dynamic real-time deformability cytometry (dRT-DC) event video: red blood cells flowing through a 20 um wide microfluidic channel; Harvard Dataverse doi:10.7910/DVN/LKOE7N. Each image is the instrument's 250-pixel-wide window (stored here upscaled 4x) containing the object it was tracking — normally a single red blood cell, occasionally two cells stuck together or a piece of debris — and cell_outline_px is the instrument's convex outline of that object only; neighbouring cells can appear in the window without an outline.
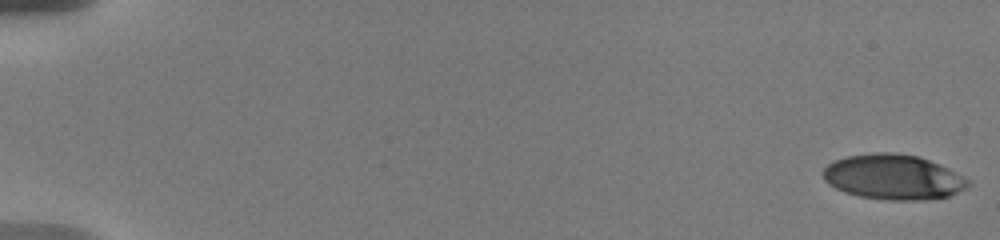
{"species": "human", "species_latin": "Homo sapiens", "temperature_condition": "warm", "stored_images_in_passage": 52, "camera_frame_rate_fps": 3000, "um_per_image_px": 0.085, "donor": {"sex": "male"}, "frame": {"image": 1, "passage_image": 1, "time_ms": 0.0, "image_size_px": [1000, 240], "cell_outline_px": [[972, 184], [948, 196], [920, 200], [888, 200], [860, 196], [844, 192], [828, 184], [824, 180], [824, 168], [828, 164], [836, 160], [848, 156], [876, 152], [896, 152], [916, 156], [928, 160], [972, 180]], "centroid_in_image_um": [75.92, 15.05], "position_along_channel_um": 9.1, "area_um2": 37.74}}
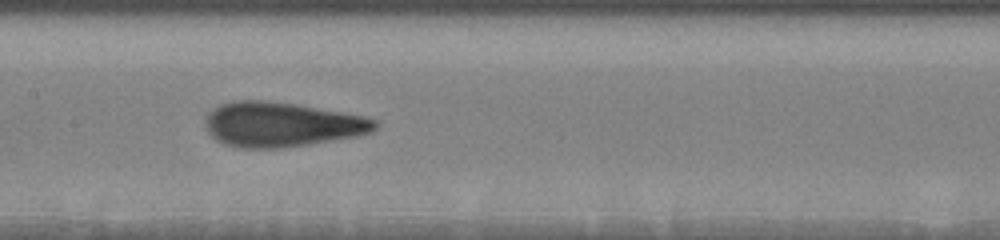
{"frame": {"image": 2, "passage_image": 28, "time_ms": 9.667, "image_size_px": [1000, 240], "cell_outline_px": [[380, 124], [372, 132], [356, 136], [308, 144], [280, 148], [240, 148], [224, 144], [216, 140], [208, 132], [204, 124], [208, 112], [220, 104], [236, 100], [264, 100], [296, 104], [364, 116], [376, 120]], "centroid_in_image_um": [23.91, 10.58], "position_along_channel_um": 183.5, "area_um2": 44.22}}
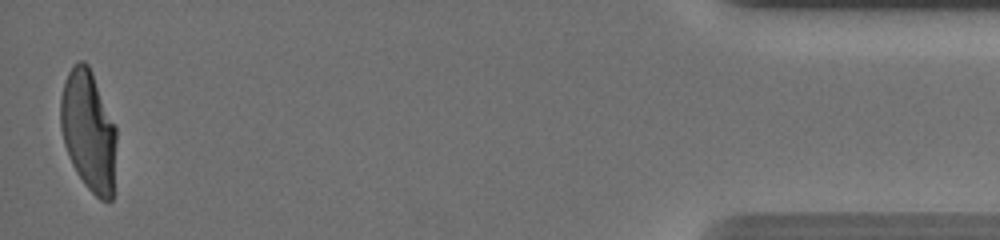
{"frame": {"image": 3, "passage_image": 52, "time_ms": 18.333, "image_size_px": [1000, 240], "cell_outline_px": [[116, 140], [112, 200], [100, 200], [84, 184], [76, 172], [72, 164], [64, 144], [60, 128], [60, 100], [64, 84], [68, 72], [72, 64], [80, 60], [84, 60], [88, 64], [92, 72], [116, 128]], "centroid_in_image_um": [7.51, 11.11], "position_along_channel_um": 427.7, "area_um2": 39.13}, "authors_computed_cell_mechanics": {"area_um2": 40.8068, "velocity_mm_per_s": 3.6753, "shape_relaxation_time_tau1_ms": 5.0412, "shape_relaxation_time_tau2_ms": 0.8743, "deformation_change_tau1": 0.2298, "deformation_change_tau2": 0.0852}}